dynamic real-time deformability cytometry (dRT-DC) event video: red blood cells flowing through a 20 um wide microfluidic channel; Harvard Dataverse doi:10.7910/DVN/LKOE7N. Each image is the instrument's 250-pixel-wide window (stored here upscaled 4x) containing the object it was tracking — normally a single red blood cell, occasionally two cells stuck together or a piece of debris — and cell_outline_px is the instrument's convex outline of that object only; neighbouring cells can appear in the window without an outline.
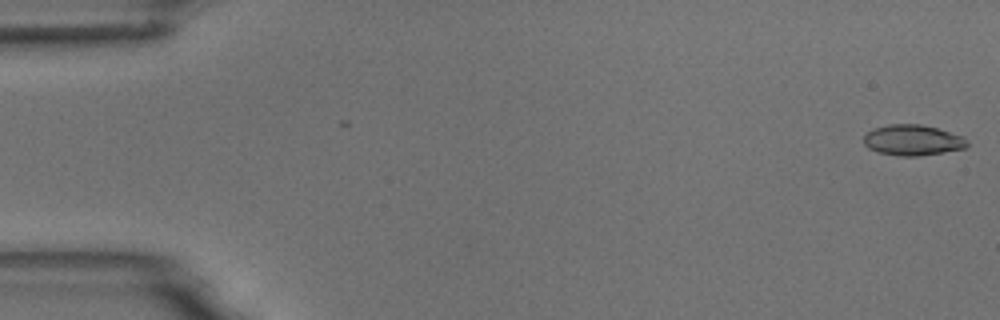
{"species": "common noctule bat (a hibernating species)", "species_latin": "Nyctalus noctula", "temperature_condition": "room temperature", "stored_images_in_passage": 6, "camera_frame_rate_fps": 3000, "um_per_image_px": 0.085, "animal": {"sex": "male", "body_mass_g": 18.8}, "frame": {"image": 1, "passage_image": 1, "time_ms": 0.0, "image_size_px": [1000, 320], "cell_outline_px": [[968, 144], [964, 148], [944, 152], [916, 156], [900, 156], [880, 152], [868, 148], [864, 144], [864, 136], [872, 128], [888, 124], [920, 124], [936, 128], [964, 136]], "centroid_in_image_um": [77.56, 11.9], "position_along_channel_um": 7.4, "area_um2": 18.38}}
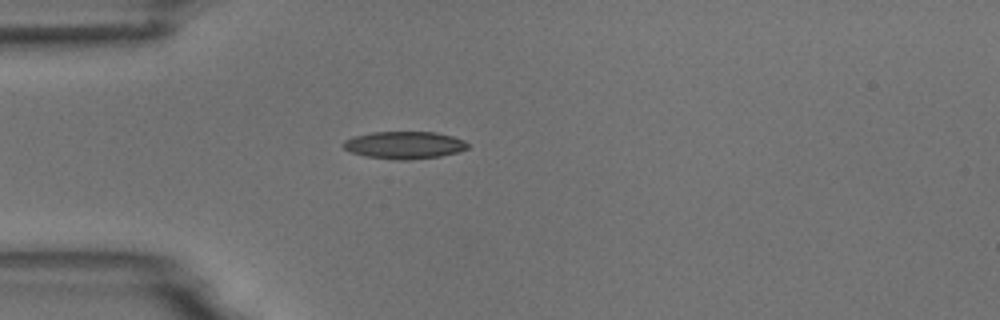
{"frame": {"image": 2, "passage_image": 5, "time_ms": 4.667, "image_size_px": [1000, 320], "cell_outline_px": [[468, 148], [456, 152], [440, 156], [408, 160], [396, 160], [364, 156], [352, 152], [344, 148], [344, 140], [352, 136], [372, 132], [436, 132], [452, 136], [464, 140], [468, 144]], "centroid_in_image_um": [34.35, 12.33], "position_along_channel_um": 50.6, "area_um2": 19.83}}